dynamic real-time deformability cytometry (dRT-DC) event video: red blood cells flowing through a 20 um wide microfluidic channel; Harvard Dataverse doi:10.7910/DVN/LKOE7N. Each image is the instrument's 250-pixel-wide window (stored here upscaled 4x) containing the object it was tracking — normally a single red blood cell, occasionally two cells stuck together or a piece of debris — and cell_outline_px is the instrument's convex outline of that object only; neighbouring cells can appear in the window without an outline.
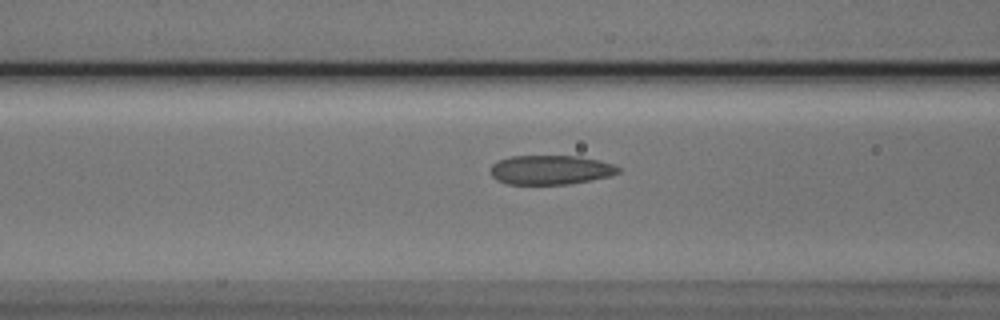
{"species": "Egyptian fruit bat (a non-hibernating species)", "species_latin": "Rousettus aegyptiacus", "temperature_condition": "cold", "stored_images_in_passage": 50, "camera_frame_rate_fps": 3000, "um_per_image_px": 0.085, "animal": {"sex": "male"}, "frame": {"image": 1, "passage_image": 22, "time_ms": 7.0, "image_size_px": [1000, 320], "cell_outline_px": [[620, 172], [608, 176], [568, 184], [508, 184], [496, 180], [488, 172], [492, 164], [500, 160], [512, 156], [580, 156], [600, 160], [612, 164], [620, 168]], "centroid_in_image_um": [46.76, 14.43], "position_along_channel_um": 119.8, "area_um2": 21.79}}
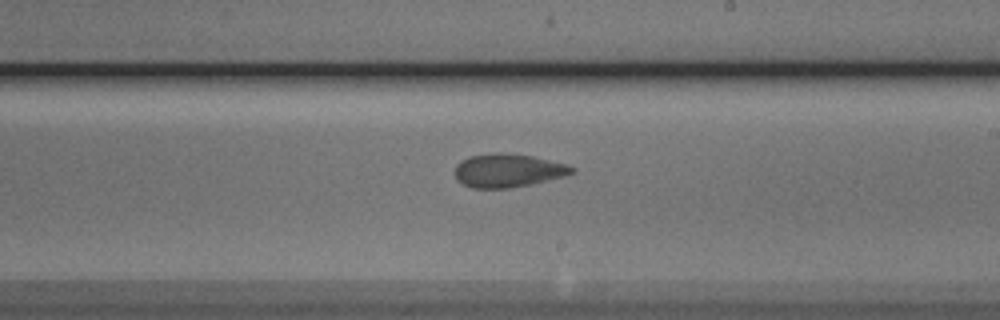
{"frame": {"image": 2, "passage_image": 32, "time_ms": 10.333, "image_size_px": [1000, 320], "cell_outline_px": [[576, 172], [564, 176], [532, 184], [508, 188], [472, 188], [464, 184], [456, 176], [456, 164], [460, 160], [468, 156], [492, 152], [504, 152], [532, 156], [568, 164], [576, 168]], "centroid_in_image_um": [43.2, 14.47], "position_along_channel_um": 245.8, "area_um2": 22.95}}
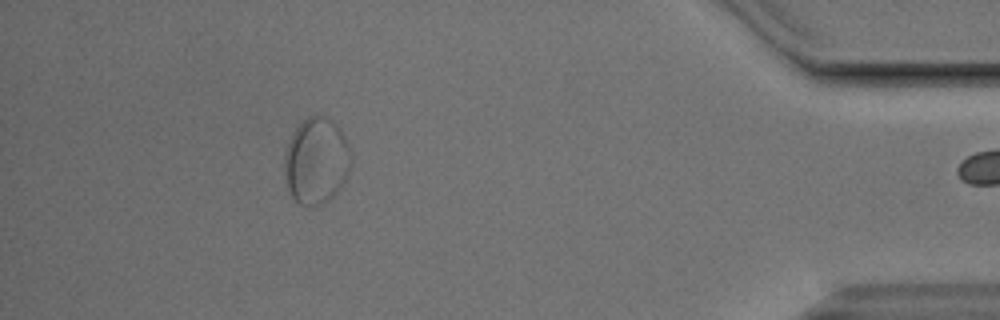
{"frame": {"image": 3, "passage_image": 49, "time_ms": 16.0, "image_size_px": [1000, 320], "cell_outline_px": [[348, 168], [344, 180], [340, 188], [332, 196], [316, 208], [308, 208], [300, 204], [292, 196], [288, 188], [284, 156], [288, 144], [296, 128], [308, 116], [324, 116], [332, 120], [340, 128], [348, 144]], "centroid_in_image_um": [26.87, 13.69], "position_along_channel_um": 408.3, "area_um2": 32.77}}